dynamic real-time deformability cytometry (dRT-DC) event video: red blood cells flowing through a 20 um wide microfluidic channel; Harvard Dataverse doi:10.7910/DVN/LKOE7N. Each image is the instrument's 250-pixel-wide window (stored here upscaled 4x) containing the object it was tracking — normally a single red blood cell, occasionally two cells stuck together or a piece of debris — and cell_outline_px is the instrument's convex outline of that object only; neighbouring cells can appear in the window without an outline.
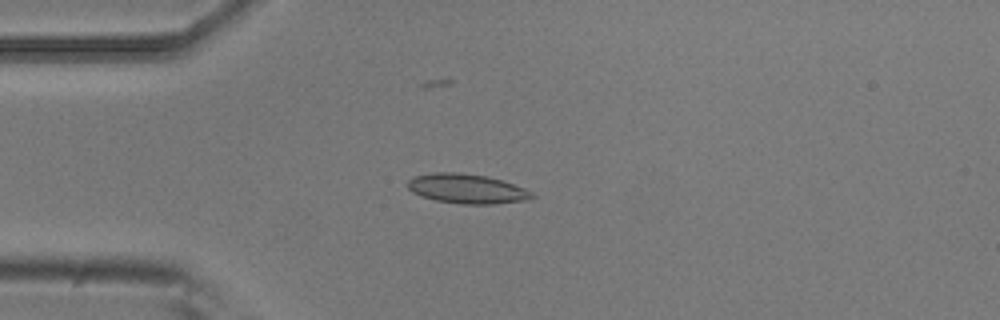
{"species": "common noctule bat (a hibernating species)", "species_latin": "Nyctalus noctula", "temperature_condition": "room temperature", "stored_images_in_passage": 4, "camera_frame_rate_fps": 3000, "um_per_image_px": 0.085, "animal": {"sex": "male", "body_mass_g": 20.5, "forearm_length_mm": 52.5}, "frame": {"image": 1, "passage_image": 2, "time_ms": 0.333, "image_size_px": [1000, 320], "cell_outline_px": [[536, 196], [532, 200], [492, 204], [460, 204], [436, 200], [420, 196], [412, 192], [408, 188], [408, 180], [412, 176], [432, 172], [456, 172], [484, 176], [500, 180], [524, 188], [532, 192]], "centroid_in_image_um": [39.68, 16.05], "position_along_channel_um": 45.3, "area_um2": 21.5}}
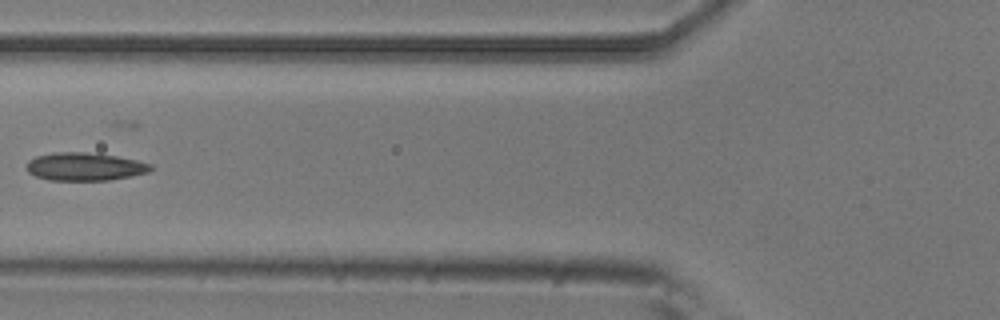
{"frame": {"image": 2, "passage_image": 4, "time_ms": 1.0, "image_size_px": [1000, 320], "cell_outline_px": [[152, 168], [148, 172], [132, 176], [108, 180], [48, 180], [36, 176], [28, 172], [28, 160], [36, 156], [52, 152], [84, 152], [116, 156], [136, 160], [152, 164]], "centroid_in_image_um": [7.2, 14.16], "position_along_channel_um": 118.6, "area_um2": 20.17}}